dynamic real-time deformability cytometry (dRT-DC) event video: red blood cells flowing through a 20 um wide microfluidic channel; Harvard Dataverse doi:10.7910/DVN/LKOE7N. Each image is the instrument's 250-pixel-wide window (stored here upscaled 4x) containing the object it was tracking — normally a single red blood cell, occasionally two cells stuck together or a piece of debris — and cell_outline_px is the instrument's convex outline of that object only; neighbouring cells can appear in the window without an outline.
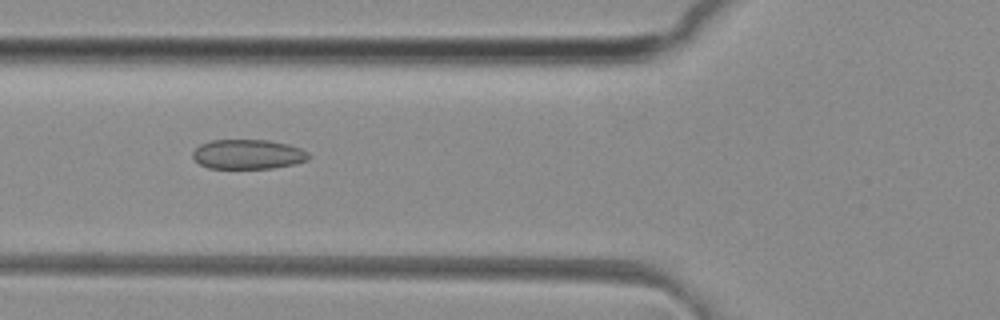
{"species": "common noctule bat (a hibernating species)", "species_latin": "Nyctalus noctula", "temperature_condition": "room temperature", "stored_images_in_passage": 35, "camera_frame_rate_fps": 3000, "um_per_image_px": 0.085, "animal": {"sex": "female", "body_mass_g": 29.2, "forearm_length_mm": 56.3}, "frame": {"image": 1, "passage_image": 4, "time_ms": 1.0, "image_size_px": [1000, 320], "cell_outline_px": [[312, 156], [308, 160], [292, 164], [272, 168], [208, 168], [200, 164], [192, 156], [192, 152], [200, 144], [212, 140], [268, 140], [288, 144], [300, 148], [308, 152]], "centroid_in_image_um": [21.09, 13.11], "position_along_channel_um": 104.7, "area_um2": 20.0}}
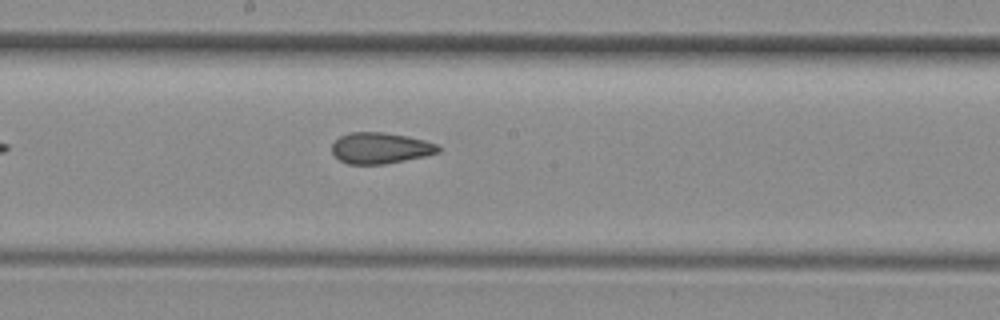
{"frame": {"image": 2, "passage_image": 12, "time_ms": 3.667, "image_size_px": [1000, 320], "cell_outline_px": [[440, 152], [424, 156], [384, 164], [348, 164], [340, 160], [332, 152], [332, 144], [340, 136], [348, 132], [384, 132], [408, 136], [424, 140], [436, 144], [440, 148]], "centroid_in_image_um": [32.32, 12.58], "position_along_channel_um": 215.9, "area_um2": 19.19}}
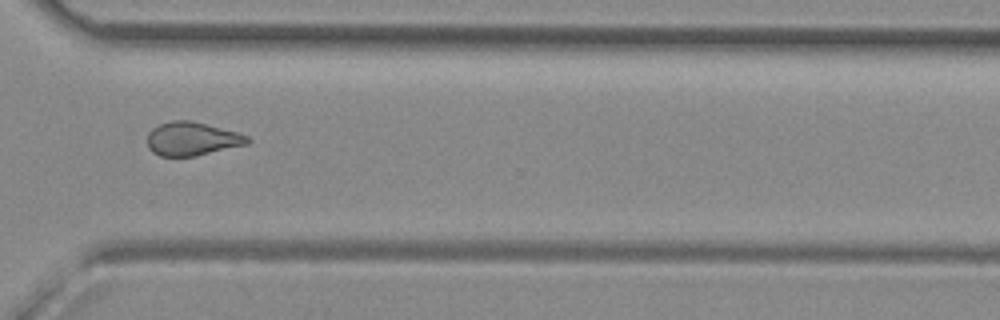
{"frame": {"image": 3, "passage_image": 22, "time_ms": 7.0, "image_size_px": [1000, 320], "cell_outline_px": [[252, 140], [248, 144], [196, 156], [160, 156], [152, 152], [148, 148], [148, 132], [152, 128], [160, 124], [172, 120], [188, 120], [236, 132], [248, 136]], "centroid_in_image_um": [16.31, 11.81], "position_along_channel_um": 354.3, "area_um2": 19.48}, "authors_computed_cell_mechanics": {"area_um2": 19.652, "velocity_mm_per_s": 4.1564, "shape_relaxation_time_tau1_ms": null, "shape_relaxation_time_tau2_ms": 2.8814, "deformation_change_tau1": null, "deformation_change_tau2": 0.0982}}